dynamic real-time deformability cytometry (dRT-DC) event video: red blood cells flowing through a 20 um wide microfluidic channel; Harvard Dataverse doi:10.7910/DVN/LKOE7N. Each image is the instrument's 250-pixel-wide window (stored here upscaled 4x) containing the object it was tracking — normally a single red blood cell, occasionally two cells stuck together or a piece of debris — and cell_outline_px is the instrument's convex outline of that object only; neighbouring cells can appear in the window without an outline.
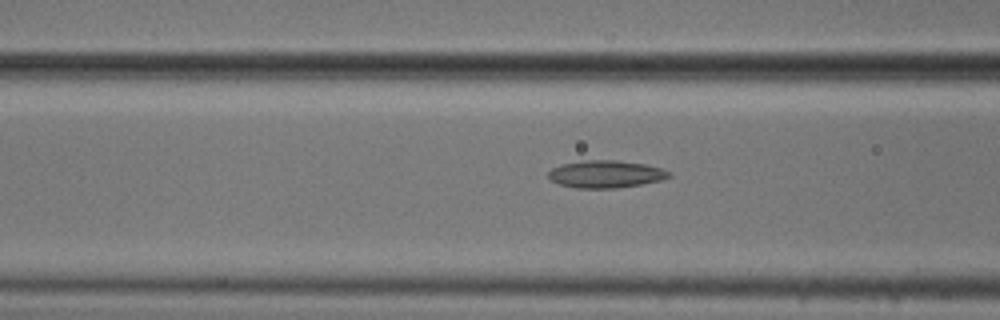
{"species": "common noctule bat (a hibernating species)", "species_latin": "Nyctalus noctula", "temperature_condition": "cold", "stored_images_in_passage": 13, "camera_frame_rate_fps": 3000, "um_per_image_px": 0.085, "animal": {"sex": "male", "body_mass_g": 20.5, "forearm_length_mm": 52.5}, "frame": {"image": 1, "passage_image": 4, "time_ms": 1.0, "image_size_px": [1000, 320], "cell_outline_px": [[672, 176], [660, 180], [640, 184], [616, 188], [576, 188], [560, 184], [552, 180], [548, 176], [548, 172], [552, 168], [560, 164], [584, 160], [616, 160], [644, 164], [660, 168], [672, 172]], "centroid_in_image_um": [51.48, 14.79], "position_along_channel_um": 115.1, "area_um2": 19.19}}
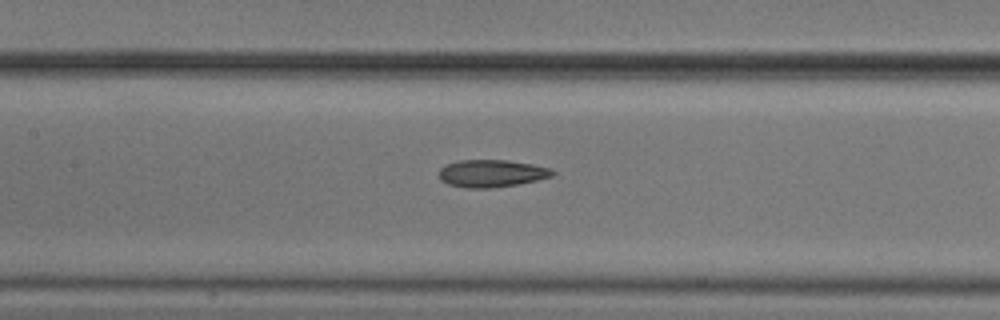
{"frame": {"image": 2, "passage_image": 8, "time_ms": 2.333, "image_size_px": [1000, 320], "cell_outline_px": [[556, 172], [552, 176], [536, 180], [516, 184], [488, 188], [468, 188], [448, 184], [440, 180], [440, 168], [448, 164], [460, 160], [508, 160], [532, 164], [552, 168]], "centroid_in_image_um": [41.8, 14.73], "position_along_channel_um": 165.6, "area_um2": 17.98}}
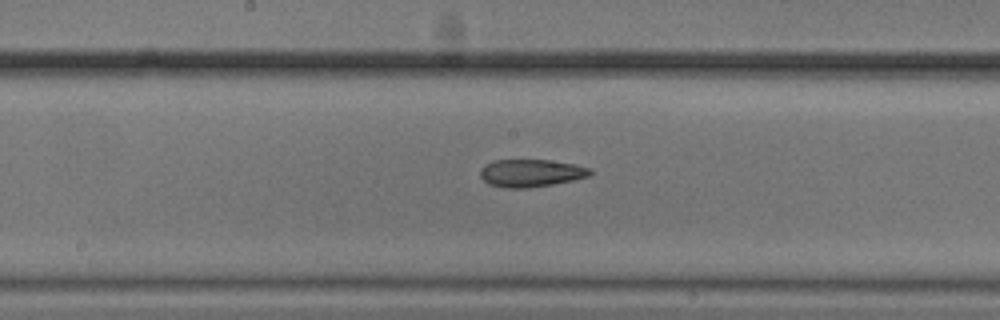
{"frame": {"image": 3, "passage_image": 11, "time_ms": 3.333, "image_size_px": [1000, 320], "cell_outline_px": [[592, 172], [588, 176], [572, 180], [552, 184], [528, 188], [504, 188], [488, 184], [480, 176], [480, 168], [484, 164], [492, 160], [548, 160], [576, 164], [592, 168]], "centroid_in_image_um": [45.1, 14.7], "position_along_channel_um": 203.1, "area_um2": 17.8}}